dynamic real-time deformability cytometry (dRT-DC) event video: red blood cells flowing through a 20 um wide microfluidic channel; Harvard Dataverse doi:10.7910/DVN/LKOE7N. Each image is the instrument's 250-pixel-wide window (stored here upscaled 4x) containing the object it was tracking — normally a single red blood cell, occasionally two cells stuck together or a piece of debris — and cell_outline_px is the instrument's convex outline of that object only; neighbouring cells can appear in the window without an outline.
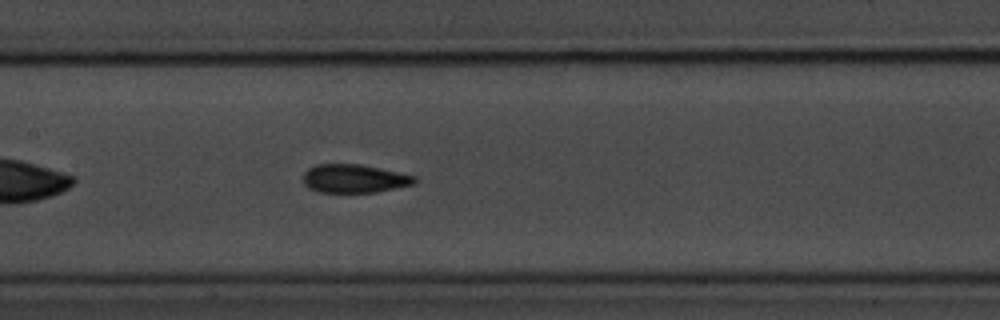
{"species": "common noctule bat (a hibernating species)", "species_latin": "Nyctalus noctula", "temperature_condition": "room temperature", "stored_images_in_passage": 42, "camera_frame_rate_fps": 3000, "um_per_image_px": 0.085, "animal": {"sex": "male", "body_mass_g": 20.1, "forearm_length_mm": 53.5}, "frame": {"image": 1, "passage_image": 13, "time_ms": 4.0, "image_size_px": [1000, 320], "cell_outline_px": [[416, 184], [376, 192], [320, 192], [308, 188], [304, 184], [304, 172], [308, 168], [316, 164], [360, 164], [400, 172], [416, 176]], "centroid_in_image_um": [30.13, 15.17], "position_along_channel_um": 177.3, "area_um2": 18.55}, "authors_computed_cell_mechanics": {"area_um2": 18.6116, "velocity_mm_per_s": 3.7004, "shape_relaxation_time_tau1_ms": 2.5598, "shape_relaxation_time_tau2_ms": 1.754, "deformation_change_tau1": 0.1186, "deformation_change_tau2": 0.0938}}